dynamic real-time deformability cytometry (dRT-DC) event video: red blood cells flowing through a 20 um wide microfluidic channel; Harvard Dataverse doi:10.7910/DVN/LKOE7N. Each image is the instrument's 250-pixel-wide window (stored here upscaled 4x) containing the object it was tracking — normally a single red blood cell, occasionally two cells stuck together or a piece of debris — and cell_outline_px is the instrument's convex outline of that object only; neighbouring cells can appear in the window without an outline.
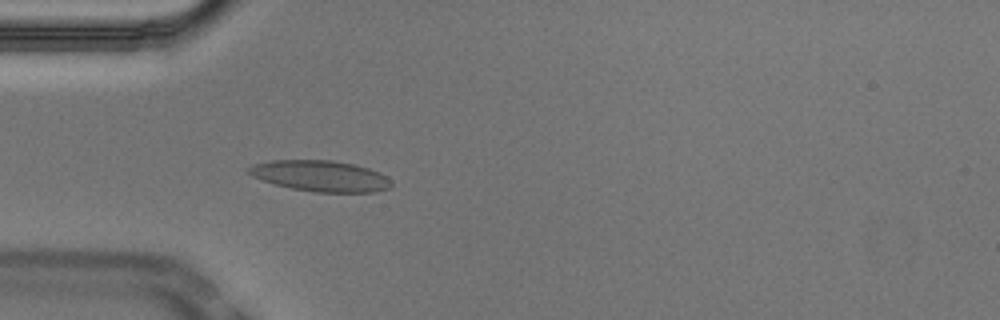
{"species": "Egyptian fruit bat (a non-hibernating species)", "species_latin": "Rousettus aegyptiacus", "temperature_condition": "cold", "stored_images_in_passage": 40, "camera_frame_rate_fps": 3000, "um_per_image_px": 0.085, "animal": {"sex": "male"}, "frame": {"image": 1, "passage_image": 2, "time_ms": 0.333, "image_size_px": [1000, 320], "cell_outline_px": [[392, 188], [376, 192], [312, 192], [292, 188], [276, 184], [252, 176], [248, 172], [248, 168], [252, 164], [272, 160], [332, 160], [352, 164], [368, 168], [380, 172], [388, 176], [392, 180]], "centroid_in_image_um": [27.3, 14.96], "position_along_channel_um": 57.7, "area_um2": 25.84}}
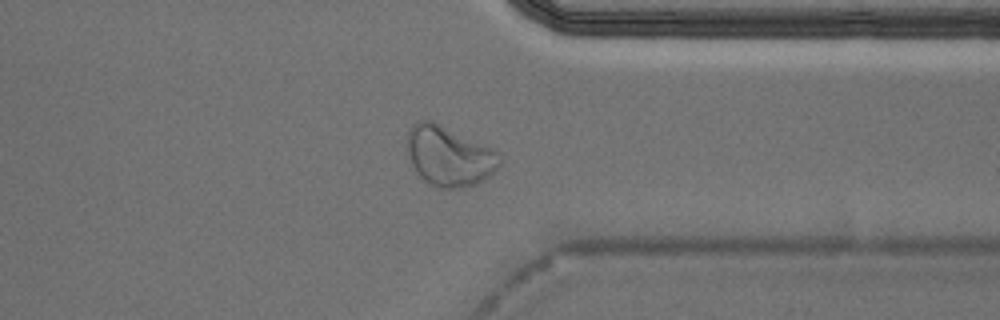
{"frame": {"image": 2, "passage_image": 28, "time_ms": 9.0, "image_size_px": [1000, 320], "cell_outline_px": [[500, 164], [488, 176], [476, 184], [456, 188], [436, 188], [424, 180], [416, 172], [412, 164], [404, 144], [408, 128], [412, 124], [420, 120], [432, 120], [496, 148], [500, 156]], "centroid_in_image_um": [38.14, 13.22], "position_along_channel_um": 373.3, "area_um2": 32.89}}
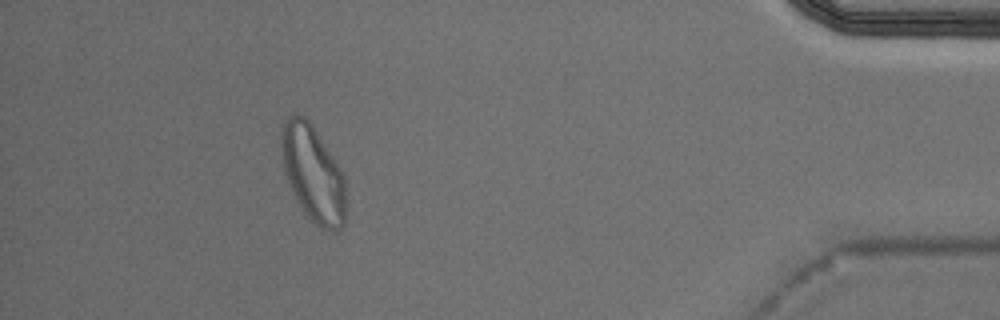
{"frame": {"image": 3, "passage_image": 35, "time_ms": 11.333, "image_size_px": [1000, 320], "cell_outline_px": [[344, 224], [340, 228], [320, 228], [304, 216], [284, 172], [280, 152], [284, 120], [288, 116], [296, 112], [304, 116], [312, 124], [340, 168], [344, 180]], "centroid_in_image_um": [26.56, 14.72], "position_along_channel_um": 408.6, "area_um2": 35.84}, "authors_computed_cell_mechanics": {"area_um2": 24.6517, "velocity_mm_per_s": 3.7, "shape_relaxation_time_tau1_ms": null, "shape_relaxation_time_tau2_ms": 1.5081, "deformation_change_tau1": null, "deformation_change_tau2": 0.0678}}